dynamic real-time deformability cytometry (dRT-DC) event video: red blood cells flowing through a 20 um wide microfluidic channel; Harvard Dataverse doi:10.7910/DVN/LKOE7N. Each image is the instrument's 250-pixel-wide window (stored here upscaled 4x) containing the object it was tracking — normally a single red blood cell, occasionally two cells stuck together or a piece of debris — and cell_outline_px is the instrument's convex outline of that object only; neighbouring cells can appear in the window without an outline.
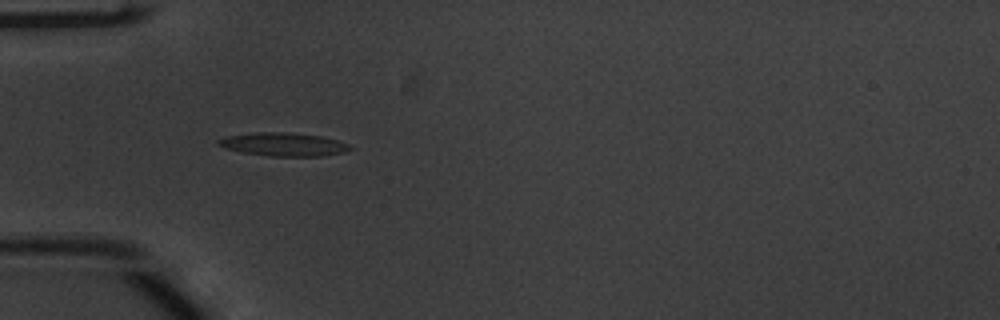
{"species": "common noctule bat (a hibernating species)", "species_latin": "Nyctalus noctula", "temperature_condition": "warm", "stored_images_in_passage": 13, "camera_frame_rate_fps": 3000, "um_per_image_px": 0.085, "animal": {"sex": "male", "body_mass_g": 20.1, "forearm_length_mm": 53.5}, "frame": {"image": 1, "passage_image": 4, "time_ms": 1.0, "image_size_px": [1000, 320], "cell_outline_px": [[352, 148], [344, 152], [324, 156], [268, 156], [244, 152], [224, 148], [216, 144], [216, 140], [228, 136], [256, 132], [284, 132], [320, 136], [336, 140], [348, 144]], "centroid_in_image_um": [24.07, 12.27], "position_along_channel_um": 60.9, "area_um2": 17.74}}